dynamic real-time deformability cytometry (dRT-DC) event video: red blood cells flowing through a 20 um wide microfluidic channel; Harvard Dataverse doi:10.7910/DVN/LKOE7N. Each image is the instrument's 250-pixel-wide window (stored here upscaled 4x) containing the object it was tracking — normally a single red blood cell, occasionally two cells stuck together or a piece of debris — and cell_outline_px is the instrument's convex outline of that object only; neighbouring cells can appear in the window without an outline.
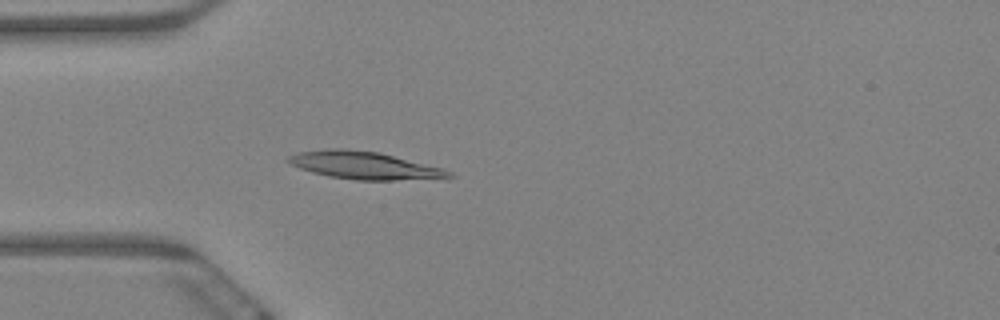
{"species": "Egyptian fruit bat (a non-hibernating species)", "species_latin": "Rousettus aegyptiacus", "temperature_condition": "warm", "stored_images_in_passage": 57, "camera_frame_rate_fps": 3000, "um_per_image_px": 0.085, "animal": {"sex": "female"}, "frame": {"image": 1, "passage_image": 14, "time_ms": 4.333, "image_size_px": [1000, 320], "cell_outline_px": [[456, 176], [392, 180], [356, 180], [328, 176], [312, 172], [288, 164], [284, 160], [288, 156], [296, 152], [332, 148], [344, 148], [380, 152], [444, 168], [452, 172]], "centroid_in_image_um": [30.89, 14.04], "position_along_channel_um": 54.1, "area_um2": 25.89}}
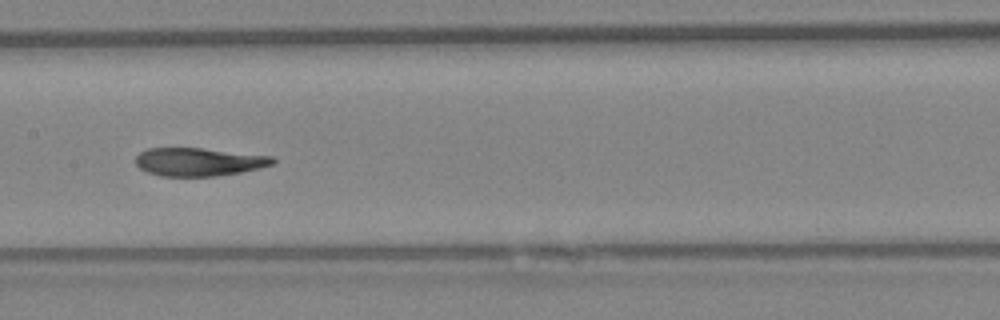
{"frame": {"image": 2, "passage_image": 27, "time_ms": 8.667, "image_size_px": [1000, 320], "cell_outline_px": [[276, 160], [272, 164], [260, 168], [240, 172], [216, 176], [160, 176], [148, 172], [140, 168], [136, 164], [136, 156], [140, 152], [148, 148], [200, 148], [272, 156]], "centroid_in_image_um": [16.88, 13.76], "position_along_channel_um": 190.5, "area_um2": 22.37}}
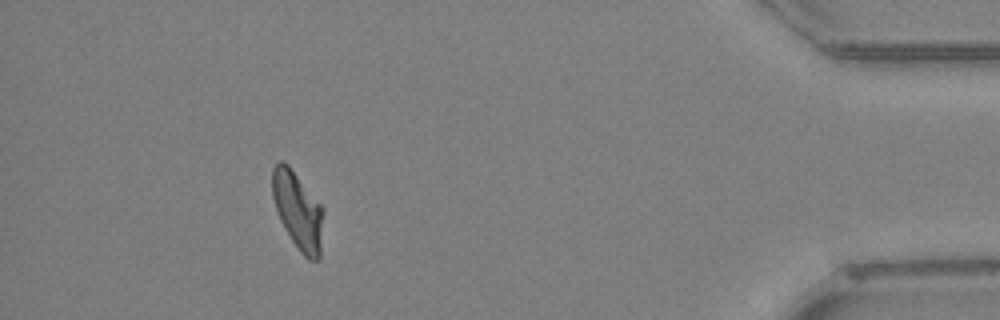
{"frame": {"image": 3, "passage_image": 52, "time_ms": 17.0, "image_size_px": [1000, 320], "cell_outline_px": [[324, 212], [320, 260], [308, 260], [300, 252], [284, 228], [280, 220], [272, 196], [272, 168], [280, 160], [284, 160], [288, 164], [324, 208]], "centroid_in_image_um": [25.33, 17.9], "position_along_channel_um": 409.9, "area_um2": 23.24}, "authors_computed_cell_mechanics": {"area_um2": 23.6402, "velocity_mm_per_s": 3.3198, "shape_relaxation_time_tau1_ms": 6.0326, "shape_relaxation_time_tau2_ms": 1.986, "deformation_change_tau1": 0.2084, "deformation_change_tau2": 0.0945}}